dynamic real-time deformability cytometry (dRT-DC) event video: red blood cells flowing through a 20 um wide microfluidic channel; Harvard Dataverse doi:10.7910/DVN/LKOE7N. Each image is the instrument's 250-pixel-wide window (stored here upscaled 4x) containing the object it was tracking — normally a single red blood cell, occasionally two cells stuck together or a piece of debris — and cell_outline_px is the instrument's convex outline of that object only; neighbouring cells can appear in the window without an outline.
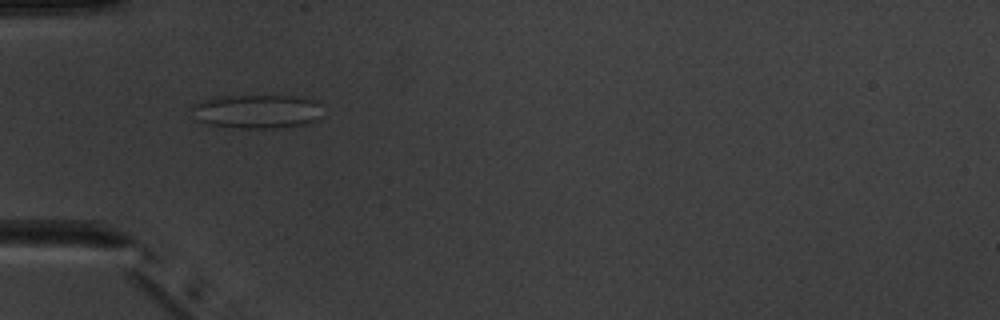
{"species": "common noctule bat (a hibernating species)", "species_latin": "Nyctalus noctula", "temperature_condition": "warm", "stored_images_in_passage": 4, "camera_frame_rate_fps": 3000, "um_per_image_px": 0.085, "animal": {"sex": "male", "body_mass_g": 20.1, "forearm_length_mm": 53.5}, "frame": {"image": 1, "passage_image": 2, "time_ms": 1.0, "image_size_px": [1000, 320], "cell_outline_px": [[320, 116], [316, 120], [304, 124], [276, 128], [240, 128], [208, 124], [196, 120], [192, 108], [192, 104], [204, 100], [220, 96], [292, 96], [312, 100], [316, 104]], "centroid_in_image_um": [21.76, 9.48], "position_along_channel_um": 63.2, "area_um2": 25.37}}
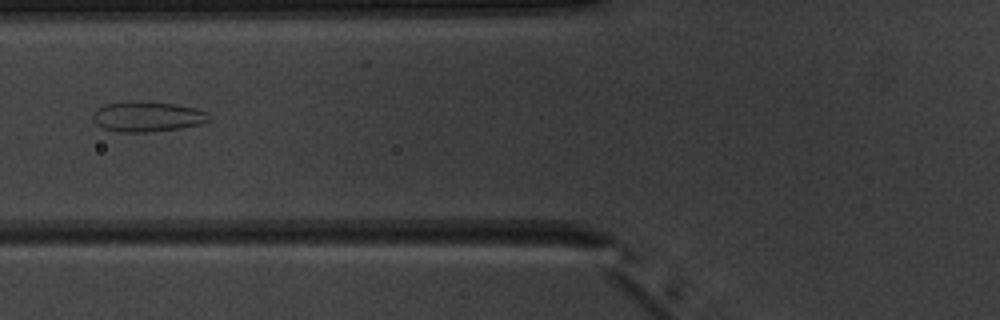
{"frame": {"image": 2, "passage_image": 3, "time_ms": 2.333, "image_size_px": [1000, 320], "cell_outline_px": [[212, 120], [200, 124], [180, 128], [148, 132], [120, 132], [104, 128], [96, 124], [92, 120], [92, 112], [104, 104], [132, 100], [140, 100], [172, 104], [196, 108], [208, 112]], "centroid_in_image_um": [12.51, 9.9], "position_along_channel_um": 113.3, "area_um2": 20.75}}